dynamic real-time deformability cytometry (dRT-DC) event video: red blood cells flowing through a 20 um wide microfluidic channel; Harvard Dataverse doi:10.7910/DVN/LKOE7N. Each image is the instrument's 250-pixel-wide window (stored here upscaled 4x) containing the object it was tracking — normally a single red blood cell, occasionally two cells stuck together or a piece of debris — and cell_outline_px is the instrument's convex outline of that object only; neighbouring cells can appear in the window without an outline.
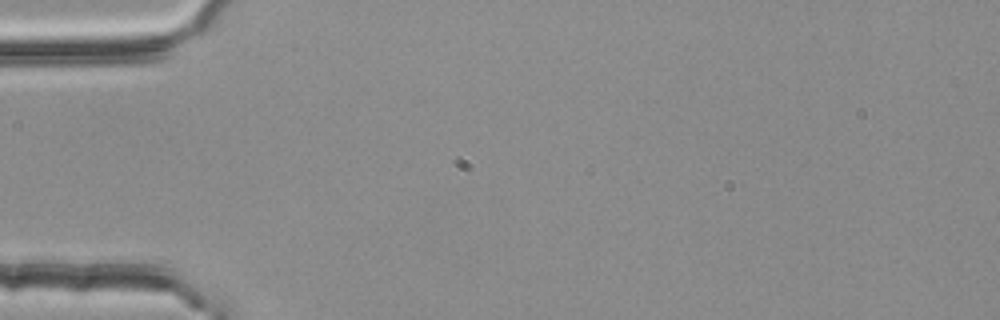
{"species": "common noctule bat (a hibernating species)", "species_latin": "Nyctalus noctula", "temperature_condition": "room temperature", "stored_images_in_passage": 3, "segment_of_instrument_passage": [1, 2], "camera_frame_rate_fps": 3000, "um_per_image_px": 0.085, "animal": {"sex": "female", "body_mass_g": 25.1}, "frame": {"image": 1, "passage_image": 1, "time_ms": 0.0, "image_size_px": [1000, 320], "cell_outline_px": [[192, 300], [188, 300], [64, 288], [44, 284], [64, 280], [164, 284], [176, 288], [184, 292]], "centroid_in_image_um": [10.62, 24.52], "position_along_channel_um": 74.4, "area_um2": 10.23}}